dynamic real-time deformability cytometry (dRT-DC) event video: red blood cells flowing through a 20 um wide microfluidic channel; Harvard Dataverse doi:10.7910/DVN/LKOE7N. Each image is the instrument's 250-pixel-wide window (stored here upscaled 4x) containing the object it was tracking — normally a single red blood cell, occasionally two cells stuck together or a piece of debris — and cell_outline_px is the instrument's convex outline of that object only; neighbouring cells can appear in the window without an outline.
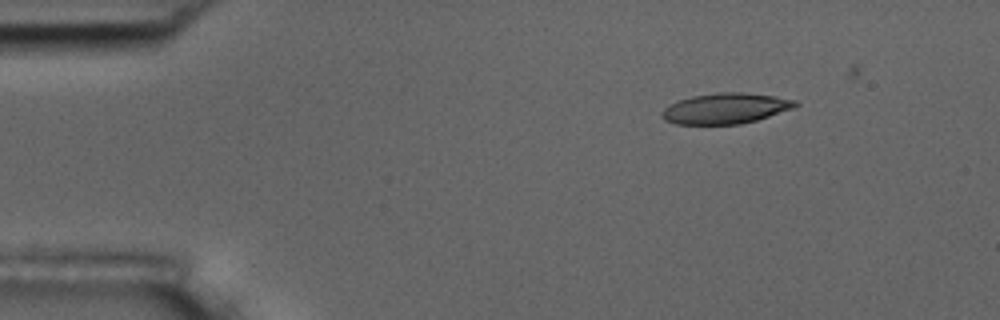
{"species": "common noctule bat (a hibernating species)", "species_latin": "Nyctalus noctula", "temperature_condition": "room temperature", "stored_images_in_passage": 48, "camera_frame_rate_fps": 3000, "um_per_image_px": 0.085, "animal": {"sex": "male", "body_mass_g": 17.5, "forearm_length_mm": 52.3}, "frame": {"image": 1, "passage_image": 2, "time_ms": 0.333, "image_size_px": [1000, 320], "cell_outline_px": [[800, 104], [796, 108], [756, 120], [740, 124], [676, 124], [664, 120], [660, 116], [660, 112], [664, 108], [680, 100], [692, 96], [716, 92], [740, 92], [776, 96], [796, 100]], "centroid_in_image_um": [61.7, 9.21], "position_along_channel_um": 23.3, "area_um2": 23.93}}
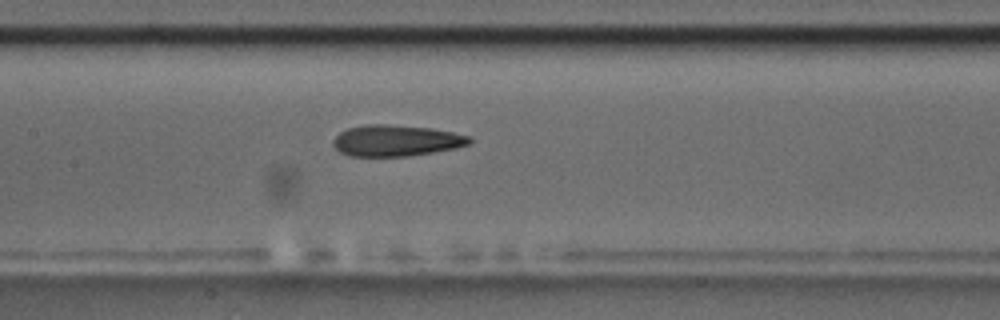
{"frame": {"image": 2, "passage_image": 20, "time_ms": 6.333, "image_size_px": [1000, 320], "cell_outline_px": [[472, 140], [468, 144], [456, 148], [408, 156], [348, 156], [340, 152], [332, 144], [332, 140], [340, 132], [348, 128], [364, 124], [388, 124], [432, 128], [472, 136]], "centroid_in_image_um": [33.66, 11.94], "position_along_channel_um": 173.7, "area_um2": 24.91}}
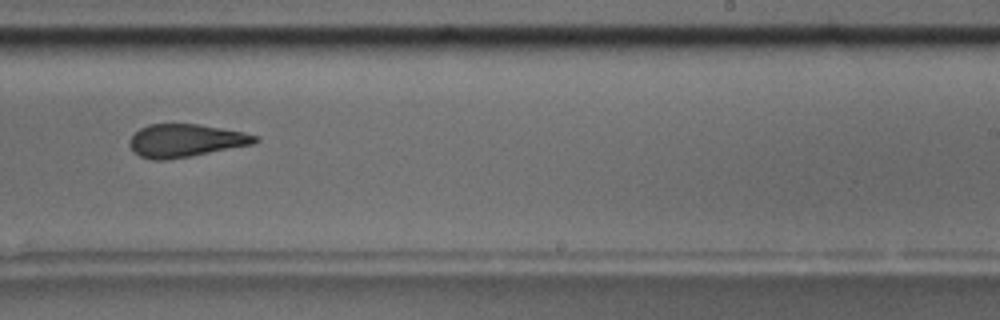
{"frame": {"image": 3, "passage_image": 28, "time_ms": 9.0, "image_size_px": [1000, 320], "cell_outline_px": [[260, 140], [252, 144], [188, 156], [164, 160], [152, 160], [140, 156], [132, 152], [128, 144], [128, 140], [140, 128], [148, 124], [200, 124], [244, 132], [260, 136]], "centroid_in_image_um": [15.74, 11.94], "position_along_channel_um": 273.3, "area_um2": 24.04}, "authors_computed_cell_mechanics": {"area_um2": 24.8829, "velocity_mm_per_s": 3.7427, "shape_relaxation_time_tau1_ms": 6.5987, "shape_relaxation_time_tau2_ms": 3.3318, "deformation_change_tau1": 0.1928, "deformation_change_tau2": 0.1365}}